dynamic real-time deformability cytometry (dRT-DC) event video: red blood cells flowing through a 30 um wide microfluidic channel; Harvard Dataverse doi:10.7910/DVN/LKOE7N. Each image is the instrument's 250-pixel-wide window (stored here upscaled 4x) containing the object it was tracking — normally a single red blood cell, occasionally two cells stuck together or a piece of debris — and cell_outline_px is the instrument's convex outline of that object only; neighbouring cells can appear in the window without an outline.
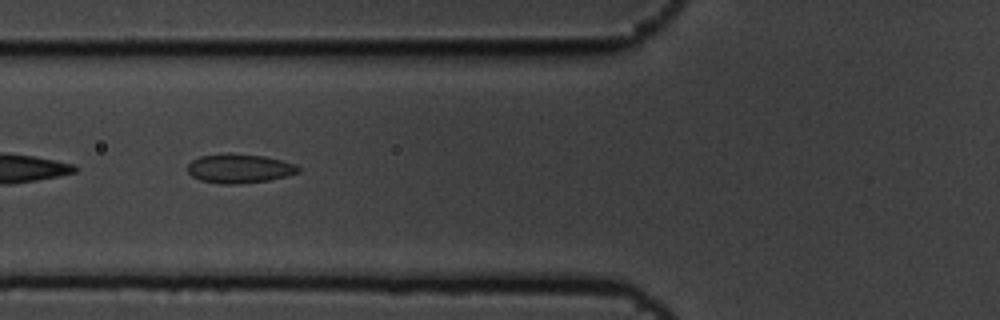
{"species": "common noctule bat (a hibernating species)", "species_latin": "Nyctalus noctula", "temperature_condition": "cold", "stored_images_in_passage": 11, "camera_frame_rate_fps": 3000, "um_per_image_px": 0.085, "animal": {"sex": "male", "body_mass_g": 19.5, "forearm_length_mm": 54.6}, "frame": {"image": 1, "passage_image": 2, "time_ms": 0.333, "image_size_px": [1000, 320], "cell_outline_px": [[300, 172], [268, 180], [240, 184], [224, 184], [200, 180], [192, 176], [188, 172], [188, 164], [192, 160], [200, 156], [264, 156], [296, 164], [300, 168]], "centroid_in_image_um": [20.37, 14.37], "position_along_channel_um": 105.4, "area_um2": 17.92}}
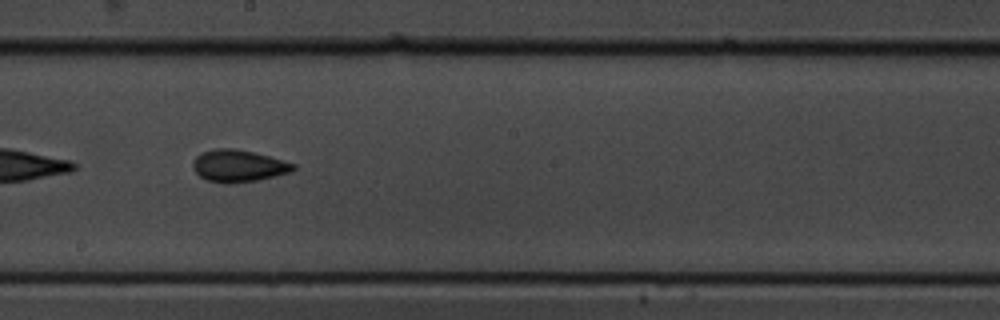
{"frame": {"image": 2, "passage_image": 5, "time_ms": 1.333, "image_size_px": [1000, 320], "cell_outline_px": [[296, 168], [292, 172], [276, 176], [256, 180], [232, 184], [228, 184], [208, 180], [200, 176], [192, 168], [192, 164], [196, 156], [200, 152], [216, 148], [236, 148], [268, 156], [296, 164]], "centroid_in_image_um": [20.26, 14.1], "position_along_channel_um": 227.9, "area_um2": 18.84}}
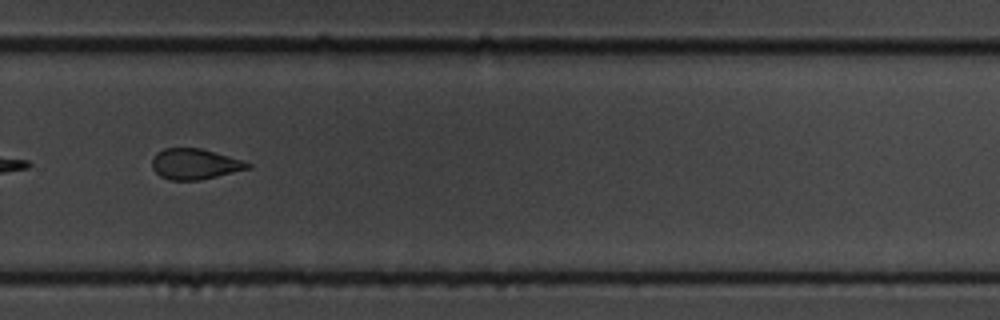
{"frame": {"image": 3, "passage_image": 7, "time_ms": 2.0, "image_size_px": [1000, 320], "cell_outline_px": [[252, 168], [200, 180], [168, 180], [160, 176], [152, 168], [152, 156], [156, 152], [164, 148], [200, 148], [244, 160], [252, 164]], "centroid_in_image_um": [16.56, 13.94], "position_along_channel_um": 313.2, "area_um2": 17.28}}